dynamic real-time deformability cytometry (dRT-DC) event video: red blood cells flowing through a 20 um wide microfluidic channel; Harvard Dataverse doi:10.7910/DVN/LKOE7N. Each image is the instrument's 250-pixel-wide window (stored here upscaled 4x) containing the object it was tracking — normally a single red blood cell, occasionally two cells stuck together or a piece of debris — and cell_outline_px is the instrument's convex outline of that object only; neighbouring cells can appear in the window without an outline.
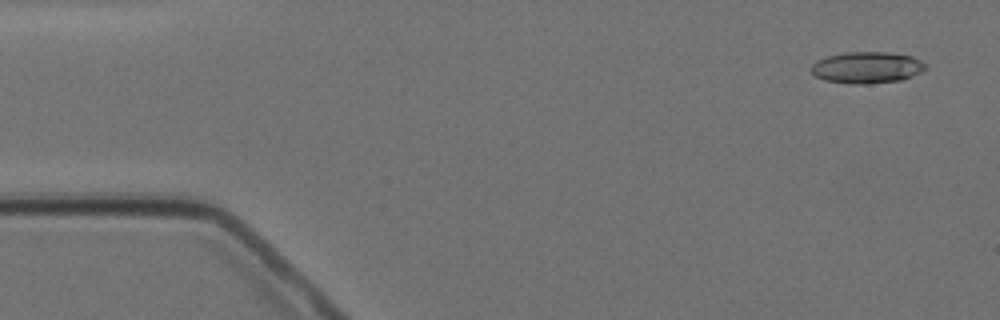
{"species": "Egyptian fruit bat (a non-hibernating species)", "species_latin": "Rousettus aegyptiacus", "temperature_condition": "cold", "stored_images_in_passage": 15, "camera_frame_rate_fps": 3000, "um_per_image_px": 0.085, "animal": {"sex": "female"}, "frame": {"image": 1, "passage_image": 1, "time_ms": 0.0, "image_size_px": [1000, 320], "cell_outline_px": [[924, 68], [920, 72], [912, 76], [900, 80], [864, 84], [852, 84], [824, 80], [816, 76], [812, 72], [812, 64], [816, 60], [828, 56], [844, 52], [888, 52], [912, 56], [920, 60], [924, 64]], "centroid_in_image_um": [73.65, 5.73], "position_along_channel_um": 11.3, "area_um2": 20.81}}
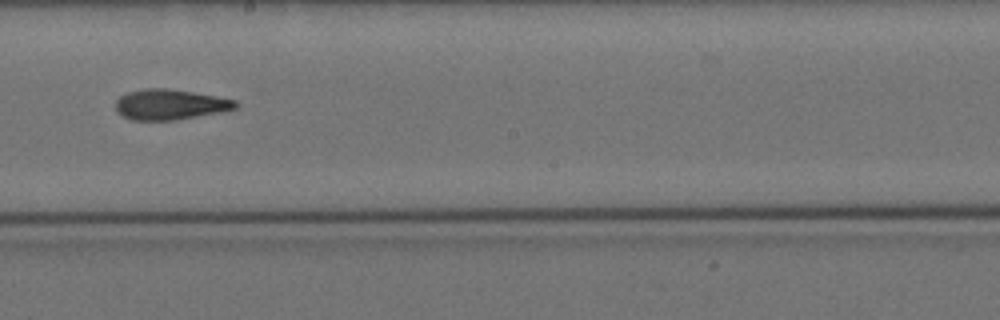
{"frame": {"image": 2, "passage_image": 8, "time_ms": 9.333, "image_size_px": [1000, 320], "cell_outline_px": [[240, 104], [236, 108], [220, 112], [176, 120], [132, 120], [120, 116], [116, 112], [116, 100], [120, 96], [128, 92], [144, 88], [168, 88], [216, 96], [236, 100]], "centroid_in_image_um": [14.43, 8.88], "position_along_channel_um": 233.8, "area_um2": 21.39}}
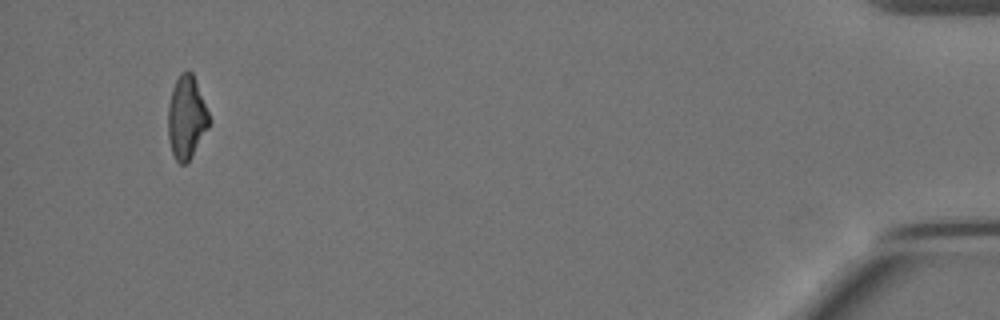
{"frame": {"image": 3, "passage_image": 14, "time_ms": 17.0, "image_size_px": [1000, 320], "cell_outline_px": [[212, 120], [188, 164], [180, 164], [176, 160], [172, 152], [168, 140], [168, 104], [172, 88], [180, 72], [192, 72]], "centroid_in_image_um": [15.85, 10.01], "position_along_channel_um": 419.3, "area_um2": 20.0}}